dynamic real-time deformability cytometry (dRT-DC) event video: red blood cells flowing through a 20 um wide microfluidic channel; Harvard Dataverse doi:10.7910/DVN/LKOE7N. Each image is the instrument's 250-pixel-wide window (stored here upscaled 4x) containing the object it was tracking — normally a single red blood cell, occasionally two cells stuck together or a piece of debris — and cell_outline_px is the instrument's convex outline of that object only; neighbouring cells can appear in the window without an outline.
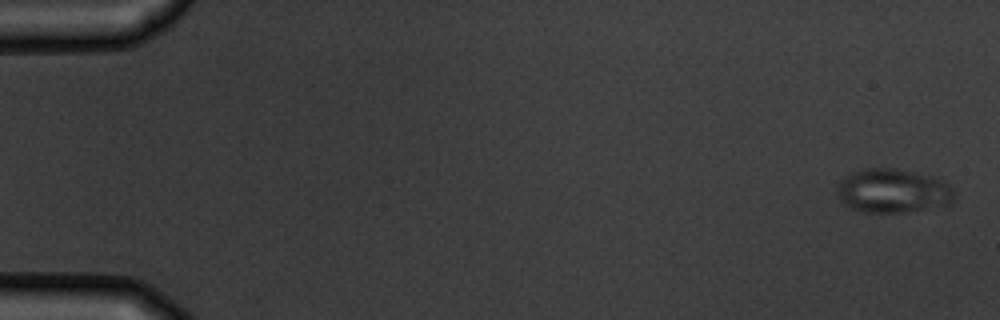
{"species": "common noctule bat (a hibernating species)", "species_latin": "Nyctalus noctula", "temperature_condition": "warm", "stored_images_in_passage": 7, "camera_frame_rate_fps": 3000, "um_per_image_px": 0.085, "animal": {"sex": "male", "body_mass_g": 19.5, "forearm_length_mm": 54.6}, "frame": {"image": 1, "passage_image": 1, "time_ms": 0.0, "image_size_px": [1000, 320], "cell_outline_px": [[956, 200], [952, 204], [900, 212], [864, 212], [852, 208], [840, 200], [840, 180], [844, 176], [864, 168], [892, 168], [932, 176], [948, 184], [952, 188], [956, 196]], "centroid_in_image_um": [75.95, 16.22], "position_along_channel_um": 9.1, "area_um2": 29.59}}